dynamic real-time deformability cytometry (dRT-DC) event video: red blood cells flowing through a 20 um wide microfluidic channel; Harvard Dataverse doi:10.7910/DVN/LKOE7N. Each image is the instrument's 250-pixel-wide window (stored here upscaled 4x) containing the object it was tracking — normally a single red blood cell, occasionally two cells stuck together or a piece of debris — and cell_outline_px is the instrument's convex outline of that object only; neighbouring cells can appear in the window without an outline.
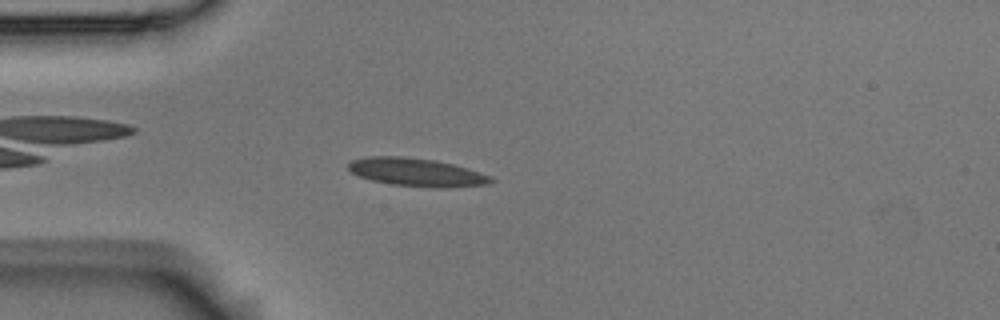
{"species": "Egyptian fruit bat (a non-hibernating species)", "species_latin": "Rousettus aegyptiacus", "temperature_condition": "room temperature", "stored_images_in_passage": 45, "camera_frame_rate_fps": 3000, "um_per_image_px": 0.085, "animal": {"sex": "male"}, "frame": {"image": 1, "passage_image": 6, "time_ms": 1.667, "image_size_px": [1000, 320], "cell_outline_px": [[492, 180], [488, 184], [448, 188], [432, 188], [392, 184], [372, 180], [360, 176], [352, 172], [348, 168], [348, 164], [352, 160], [368, 156], [404, 156], [436, 160], [468, 168], [492, 176]], "centroid_in_image_um": [35.43, 14.64], "position_along_channel_um": 49.6, "area_um2": 23.41}}
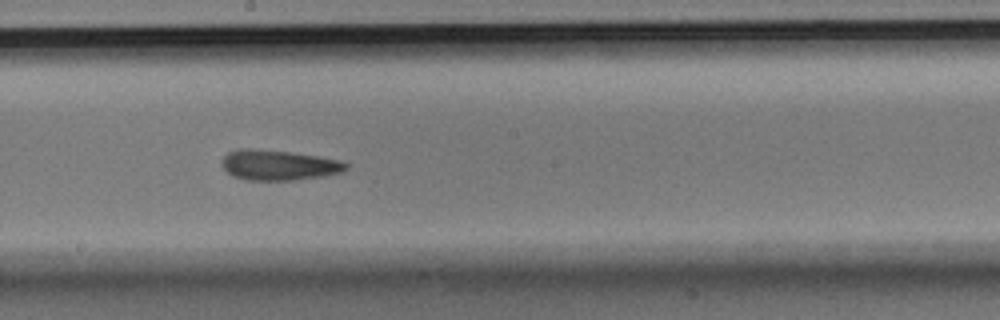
{"frame": {"image": 2, "passage_image": 21, "time_ms": 6.667, "image_size_px": [1000, 320], "cell_outline_px": [[348, 168], [340, 172], [324, 176], [292, 180], [244, 180], [232, 176], [220, 164], [224, 156], [228, 152], [240, 148], [248, 148], [288, 152], [316, 156], [340, 160], [348, 164]], "centroid_in_image_um": [23.65, 14.04], "position_along_channel_um": 224.6, "area_um2": 21.79}}
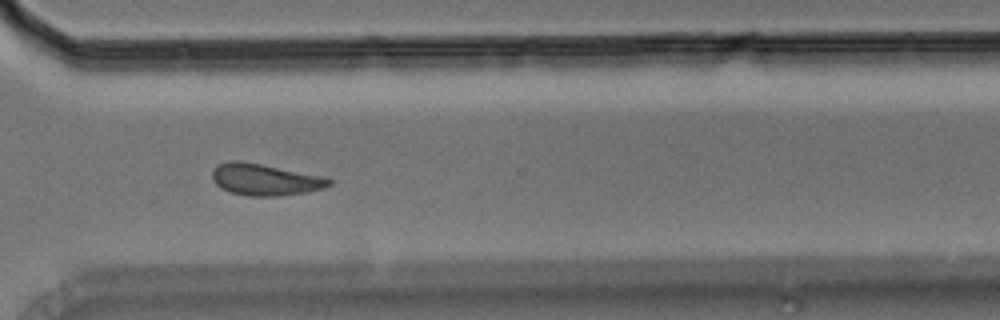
{"frame": {"image": 3, "passage_image": 31, "time_ms": 10.0, "image_size_px": [1000, 320], "cell_outline_px": [[332, 184], [324, 188], [304, 192], [276, 196], [248, 196], [232, 192], [220, 188], [212, 180], [212, 168], [216, 164], [232, 160], [240, 160], [324, 176], [332, 180]], "centroid_in_image_um": [22.49, 15.25], "position_along_channel_um": 348.1, "area_um2": 21.62}, "authors_computed_cell_mechanics": {"area_um2": 21.2704, "velocity_mm_per_s": 3.718, "shape_relaxation_time_tau1_ms": 8.056, "shape_relaxation_time_tau2_ms": 4.1931, "deformation_change_tau1": 0.1625, "deformation_change_tau2": 0.0942}}